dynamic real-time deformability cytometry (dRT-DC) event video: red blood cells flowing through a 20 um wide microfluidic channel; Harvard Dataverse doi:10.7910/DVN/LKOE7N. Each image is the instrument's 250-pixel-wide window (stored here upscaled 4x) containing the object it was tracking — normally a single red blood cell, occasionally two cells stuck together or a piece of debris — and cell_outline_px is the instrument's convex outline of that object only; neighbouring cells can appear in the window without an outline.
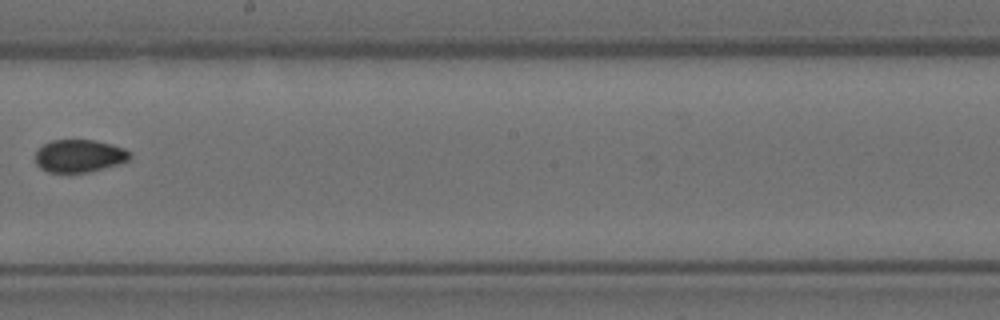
{"species": "Egyptian fruit bat (a non-hibernating species)", "species_latin": "Rousettus aegyptiacus", "temperature_condition": "room temperature", "stored_images_in_passage": 9, "segment_of_instrument_passage": [2, 2], "camera_frame_rate_fps": 3000, "um_per_image_px": 0.085, "animal": {"sex": "female"}, "frame": {"image": 1, "passage_image": 9, "time_ms": 2.667, "image_size_px": [1000, 320], "cell_outline_px": [[132, 156], [128, 160], [116, 164], [88, 172], [48, 172], [40, 168], [36, 164], [36, 152], [44, 144], [52, 140], [92, 140], [112, 144], [124, 148]], "centroid_in_image_um": [6.72, 13.25], "position_along_channel_um": 241.5, "area_um2": 17.74}}